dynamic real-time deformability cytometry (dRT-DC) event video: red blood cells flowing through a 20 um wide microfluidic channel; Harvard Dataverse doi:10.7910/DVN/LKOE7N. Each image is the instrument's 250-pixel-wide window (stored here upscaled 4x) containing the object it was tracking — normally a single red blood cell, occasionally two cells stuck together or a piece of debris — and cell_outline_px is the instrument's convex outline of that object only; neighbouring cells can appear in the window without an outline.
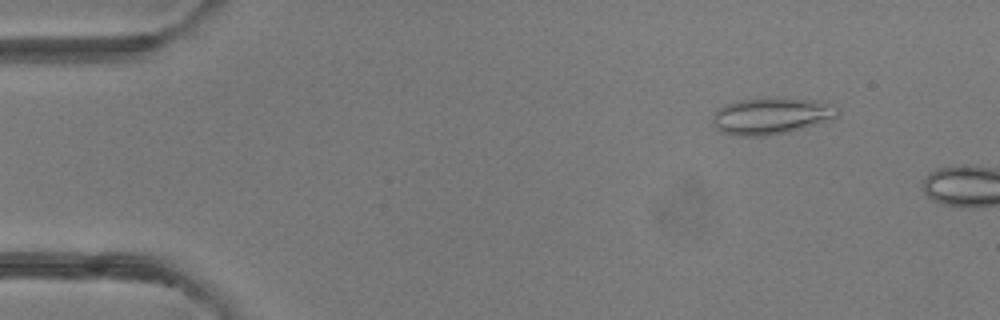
{"species": "common noctule bat (a hibernating species)", "species_latin": "Nyctalus noctula", "temperature_condition": "room temperature", "stored_images_in_passage": 3, "camera_frame_rate_fps": 3000, "um_per_image_px": 0.085, "animal": {"sex": "female"}, "frame": {"image": 1, "passage_image": 2, "time_ms": 1.0, "image_size_px": [1000, 320], "cell_outline_px": [[840, 112], [836, 116], [788, 132], [764, 136], [736, 136], [720, 132], [716, 128], [712, 120], [716, 108], [724, 104], [736, 100], [768, 96], [816, 100], [832, 104]], "centroid_in_image_um": [65.46, 9.82], "position_along_channel_um": 19.5, "area_um2": 26.93}}